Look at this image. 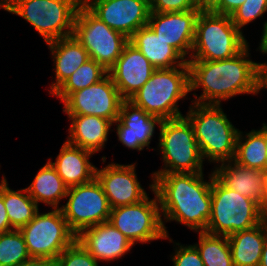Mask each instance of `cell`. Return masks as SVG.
Wrapping results in <instances>:
<instances>
[{"label": "cell", "instance_id": "obj_12", "mask_svg": "<svg viewBox=\"0 0 267 266\" xmlns=\"http://www.w3.org/2000/svg\"><path fill=\"white\" fill-rule=\"evenodd\" d=\"M66 197L68 200L60 209L76 235L85 228L109 220L111 208L96 177L88 183L68 188Z\"/></svg>", "mask_w": 267, "mask_h": 266}, {"label": "cell", "instance_id": "obj_41", "mask_svg": "<svg viewBox=\"0 0 267 266\" xmlns=\"http://www.w3.org/2000/svg\"><path fill=\"white\" fill-rule=\"evenodd\" d=\"M264 213L267 211V169L263 171Z\"/></svg>", "mask_w": 267, "mask_h": 266}, {"label": "cell", "instance_id": "obj_42", "mask_svg": "<svg viewBox=\"0 0 267 266\" xmlns=\"http://www.w3.org/2000/svg\"><path fill=\"white\" fill-rule=\"evenodd\" d=\"M259 266H267V238L264 242L263 250H262V256Z\"/></svg>", "mask_w": 267, "mask_h": 266}, {"label": "cell", "instance_id": "obj_3", "mask_svg": "<svg viewBox=\"0 0 267 266\" xmlns=\"http://www.w3.org/2000/svg\"><path fill=\"white\" fill-rule=\"evenodd\" d=\"M185 117L192 125L203 160L214 164L234 160L239 129L221 105L192 102Z\"/></svg>", "mask_w": 267, "mask_h": 266}, {"label": "cell", "instance_id": "obj_20", "mask_svg": "<svg viewBox=\"0 0 267 266\" xmlns=\"http://www.w3.org/2000/svg\"><path fill=\"white\" fill-rule=\"evenodd\" d=\"M93 153L65 141L55 162L49 158L50 164L56 169L65 185L70 188L92 181L96 177L95 165L89 158Z\"/></svg>", "mask_w": 267, "mask_h": 266}, {"label": "cell", "instance_id": "obj_37", "mask_svg": "<svg viewBox=\"0 0 267 266\" xmlns=\"http://www.w3.org/2000/svg\"><path fill=\"white\" fill-rule=\"evenodd\" d=\"M262 38L260 41V46H259V51L262 54H267V21H265L264 25H263V29H262ZM258 68L260 70V72L262 73V75L267 71V63H257Z\"/></svg>", "mask_w": 267, "mask_h": 266}, {"label": "cell", "instance_id": "obj_7", "mask_svg": "<svg viewBox=\"0 0 267 266\" xmlns=\"http://www.w3.org/2000/svg\"><path fill=\"white\" fill-rule=\"evenodd\" d=\"M249 42L231 16L201 10L195 24L192 53L188 60L217 61L240 53Z\"/></svg>", "mask_w": 267, "mask_h": 266}, {"label": "cell", "instance_id": "obj_11", "mask_svg": "<svg viewBox=\"0 0 267 266\" xmlns=\"http://www.w3.org/2000/svg\"><path fill=\"white\" fill-rule=\"evenodd\" d=\"M20 231L31 257L51 260H56L77 238L60 208L47 213L38 211Z\"/></svg>", "mask_w": 267, "mask_h": 266}, {"label": "cell", "instance_id": "obj_29", "mask_svg": "<svg viewBox=\"0 0 267 266\" xmlns=\"http://www.w3.org/2000/svg\"><path fill=\"white\" fill-rule=\"evenodd\" d=\"M108 71L93 59H88L69 76L51 95L63 103L73 92L89 87L102 80Z\"/></svg>", "mask_w": 267, "mask_h": 266}, {"label": "cell", "instance_id": "obj_26", "mask_svg": "<svg viewBox=\"0 0 267 266\" xmlns=\"http://www.w3.org/2000/svg\"><path fill=\"white\" fill-rule=\"evenodd\" d=\"M26 190L38 206L44 203L52 209H59L61 199L66 198L68 187L48 161L39 169Z\"/></svg>", "mask_w": 267, "mask_h": 266}, {"label": "cell", "instance_id": "obj_30", "mask_svg": "<svg viewBox=\"0 0 267 266\" xmlns=\"http://www.w3.org/2000/svg\"><path fill=\"white\" fill-rule=\"evenodd\" d=\"M199 242L194 244L204 266H234L227 236L198 232Z\"/></svg>", "mask_w": 267, "mask_h": 266}, {"label": "cell", "instance_id": "obj_33", "mask_svg": "<svg viewBox=\"0 0 267 266\" xmlns=\"http://www.w3.org/2000/svg\"><path fill=\"white\" fill-rule=\"evenodd\" d=\"M267 12V0H245L230 16L233 24L242 31V27L255 21L258 17L263 18Z\"/></svg>", "mask_w": 267, "mask_h": 266}, {"label": "cell", "instance_id": "obj_43", "mask_svg": "<svg viewBox=\"0 0 267 266\" xmlns=\"http://www.w3.org/2000/svg\"><path fill=\"white\" fill-rule=\"evenodd\" d=\"M263 89H267V71L263 74Z\"/></svg>", "mask_w": 267, "mask_h": 266}, {"label": "cell", "instance_id": "obj_39", "mask_svg": "<svg viewBox=\"0 0 267 266\" xmlns=\"http://www.w3.org/2000/svg\"><path fill=\"white\" fill-rule=\"evenodd\" d=\"M16 266H55V260L48 258L31 257Z\"/></svg>", "mask_w": 267, "mask_h": 266}, {"label": "cell", "instance_id": "obj_2", "mask_svg": "<svg viewBox=\"0 0 267 266\" xmlns=\"http://www.w3.org/2000/svg\"><path fill=\"white\" fill-rule=\"evenodd\" d=\"M202 173L152 174L164 230L169 237L165 222H179L194 232H205L211 216V186L214 172L204 181ZM165 219V221H164Z\"/></svg>", "mask_w": 267, "mask_h": 266}, {"label": "cell", "instance_id": "obj_22", "mask_svg": "<svg viewBox=\"0 0 267 266\" xmlns=\"http://www.w3.org/2000/svg\"><path fill=\"white\" fill-rule=\"evenodd\" d=\"M67 116L71 121L67 142L93 154L104 148L109 130L113 126L110 120L94 115Z\"/></svg>", "mask_w": 267, "mask_h": 266}, {"label": "cell", "instance_id": "obj_4", "mask_svg": "<svg viewBox=\"0 0 267 266\" xmlns=\"http://www.w3.org/2000/svg\"><path fill=\"white\" fill-rule=\"evenodd\" d=\"M190 93L189 66L155 69L150 79L129 99L161 120L183 116L178 101Z\"/></svg>", "mask_w": 267, "mask_h": 266}, {"label": "cell", "instance_id": "obj_14", "mask_svg": "<svg viewBox=\"0 0 267 266\" xmlns=\"http://www.w3.org/2000/svg\"><path fill=\"white\" fill-rule=\"evenodd\" d=\"M83 3L111 29L130 39L150 17L149 0H83Z\"/></svg>", "mask_w": 267, "mask_h": 266}, {"label": "cell", "instance_id": "obj_24", "mask_svg": "<svg viewBox=\"0 0 267 266\" xmlns=\"http://www.w3.org/2000/svg\"><path fill=\"white\" fill-rule=\"evenodd\" d=\"M156 68H173L184 65L185 59L174 47L161 39L147 25L139 28L129 39Z\"/></svg>", "mask_w": 267, "mask_h": 266}, {"label": "cell", "instance_id": "obj_25", "mask_svg": "<svg viewBox=\"0 0 267 266\" xmlns=\"http://www.w3.org/2000/svg\"><path fill=\"white\" fill-rule=\"evenodd\" d=\"M228 237L234 266H259L264 242L267 238V223L235 232Z\"/></svg>", "mask_w": 267, "mask_h": 266}, {"label": "cell", "instance_id": "obj_9", "mask_svg": "<svg viewBox=\"0 0 267 266\" xmlns=\"http://www.w3.org/2000/svg\"><path fill=\"white\" fill-rule=\"evenodd\" d=\"M73 36L87 50L89 58L107 71L115 64L129 39L111 29L83 2L79 5L73 27Z\"/></svg>", "mask_w": 267, "mask_h": 266}, {"label": "cell", "instance_id": "obj_8", "mask_svg": "<svg viewBox=\"0 0 267 266\" xmlns=\"http://www.w3.org/2000/svg\"><path fill=\"white\" fill-rule=\"evenodd\" d=\"M158 150L162 153L163 169L152 174L202 173L203 160L190 121L181 116L162 120L159 126Z\"/></svg>", "mask_w": 267, "mask_h": 266}, {"label": "cell", "instance_id": "obj_13", "mask_svg": "<svg viewBox=\"0 0 267 266\" xmlns=\"http://www.w3.org/2000/svg\"><path fill=\"white\" fill-rule=\"evenodd\" d=\"M123 99L109 74L102 80L73 92L64 102L67 115H94L110 120L119 118Z\"/></svg>", "mask_w": 267, "mask_h": 266}, {"label": "cell", "instance_id": "obj_44", "mask_svg": "<svg viewBox=\"0 0 267 266\" xmlns=\"http://www.w3.org/2000/svg\"><path fill=\"white\" fill-rule=\"evenodd\" d=\"M265 143H266V151H267V124L265 123Z\"/></svg>", "mask_w": 267, "mask_h": 266}, {"label": "cell", "instance_id": "obj_17", "mask_svg": "<svg viewBox=\"0 0 267 266\" xmlns=\"http://www.w3.org/2000/svg\"><path fill=\"white\" fill-rule=\"evenodd\" d=\"M156 68L130 42H128L108 70L123 100H129L151 77Z\"/></svg>", "mask_w": 267, "mask_h": 266}, {"label": "cell", "instance_id": "obj_28", "mask_svg": "<svg viewBox=\"0 0 267 266\" xmlns=\"http://www.w3.org/2000/svg\"><path fill=\"white\" fill-rule=\"evenodd\" d=\"M262 125L261 129L251 130L245 135L239 130L234 157V161L239 165L260 171L267 169L265 124Z\"/></svg>", "mask_w": 267, "mask_h": 266}, {"label": "cell", "instance_id": "obj_27", "mask_svg": "<svg viewBox=\"0 0 267 266\" xmlns=\"http://www.w3.org/2000/svg\"><path fill=\"white\" fill-rule=\"evenodd\" d=\"M0 195L3 197L12 230H20L39 211L37 203L30 197L26 188L16 191L10 189L4 175L0 181Z\"/></svg>", "mask_w": 267, "mask_h": 266}, {"label": "cell", "instance_id": "obj_38", "mask_svg": "<svg viewBox=\"0 0 267 266\" xmlns=\"http://www.w3.org/2000/svg\"><path fill=\"white\" fill-rule=\"evenodd\" d=\"M11 225L8 220L7 211L3 202V197L0 195V233L11 231Z\"/></svg>", "mask_w": 267, "mask_h": 266}, {"label": "cell", "instance_id": "obj_35", "mask_svg": "<svg viewBox=\"0 0 267 266\" xmlns=\"http://www.w3.org/2000/svg\"><path fill=\"white\" fill-rule=\"evenodd\" d=\"M175 252L170 258L173 260V266H204L200 253L194 245H181L174 243ZM180 245V246H179Z\"/></svg>", "mask_w": 267, "mask_h": 266}, {"label": "cell", "instance_id": "obj_23", "mask_svg": "<svg viewBox=\"0 0 267 266\" xmlns=\"http://www.w3.org/2000/svg\"><path fill=\"white\" fill-rule=\"evenodd\" d=\"M54 61L55 82L49 87L50 95L89 58L87 50L72 35L46 43Z\"/></svg>", "mask_w": 267, "mask_h": 266}, {"label": "cell", "instance_id": "obj_21", "mask_svg": "<svg viewBox=\"0 0 267 266\" xmlns=\"http://www.w3.org/2000/svg\"><path fill=\"white\" fill-rule=\"evenodd\" d=\"M214 175L228 188L255 200L264 211L263 171L239 165L234 160L217 164Z\"/></svg>", "mask_w": 267, "mask_h": 266}, {"label": "cell", "instance_id": "obj_6", "mask_svg": "<svg viewBox=\"0 0 267 266\" xmlns=\"http://www.w3.org/2000/svg\"><path fill=\"white\" fill-rule=\"evenodd\" d=\"M83 0H0V8L21 16L50 42L73 35L74 20Z\"/></svg>", "mask_w": 267, "mask_h": 266}, {"label": "cell", "instance_id": "obj_31", "mask_svg": "<svg viewBox=\"0 0 267 266\" xmlns=\"http://www.w3.org/2000/svg\"><path fill=\"white\" fill-rule=\"evenodd\" d=\"M29 258L31 256L20 230L0 233V266H16Z\"/></svg>", "mask_w": 267, "mask_h": 266}, {"label": "cell", "instance_id": "obj_10", "mask_svg": "<svg viewBox=\"0 0 267 266\" xmlns=\"http://www.w3.org/2000/svg\"><path fill=\"white\" fill-rule=\"evenodd\" d=\"M151 183L149 188L155 195L153 199L147 196L139 203L112 208L110 211L108 221L134 245L168 238L174 242L164 230L159 200Z\"/></svg>", "mask_w": 267, "mask_h": 266}, {"label": "cell", "instance_id": "obj_45", "mask_svg": "<svg viewBox=\"0 0 267 266\" xmlns=\"http://www.w3.org/2000/svg\"><path fill=\"white\" fill-rule=\"evenodd\" d=\"M264 220L266 221L267 223V211L265 212V217H264Z\"/></svg>", "mask_w": 267, "mask_h": 266}, {"label": "cell", "instance_id": "obj_34", "mask_svg": "<svg viewBox=\"0 0 267 266\" xmlns=\"http://www.w3.org/2000/svg\"><path fill=\"white\" fill-rule=\"evenodd\" d=\"M150 11L158 13L182 12L201 9L198 0H149Z\"/></svg>", "mask_w": 267, "mask_h": 266}, {"label": "cell", "instance_id": "obj_15", "mask_svg": "<svg viewBox=\"0 0 267 266\" xmlns=\"http://www.w3.org/2000/svg\"><path fill=\"white\" fill-rule=\"evenodd\" d=\"M135 168L136 163H111L102 169L96 168V178L102 185L111 209L139 203L148 196L138 181Z\"/></svg>", "mask_w": 267, "mask_h": 266}, {"label": "cell", "instance_id": "obj_36", "mask_svg": "<svg viewBox=\"0 0 267 266\" xmlns=\"http://www.w3.org/2000/svg\"><path fill=\"white\" fill-rule=\"evenodd\" d=\"M244 2L245 0H219L209 11L230 16Z\"/></svg>", "mask_w": 267, "mask_h": 266}, {"label": "cell", "instance_id": "obj_5", "mask_svg": "<svg viewBox=\"0 0 267 266\" xmlns=\"http://www.w3.org/2000/svg\"><path fill=\"white\" fill-rule=\"evenodd\" d=\"M211 216L205 232L229 236L251 229L264 221L262 207L252 199L226 187L215 175L211 186Z\"/></svg>", "mask_w": 267, "mask_h": 266}, {"label": "cell", "instance_id": "obj_1", "mask_svg": "<svg viewBox=\"0 0 267 266\" xmlns=\"http://www.w3.org/2000/svg\"><path fill=\"white\" fill-rule=\"evenodd\" d=\"M249 44L229 59L207 61L187 60L190 92L202 88L200 96L194 92L193 103L221 105L240 94L257 95L263 89V75L257 62L249 59ZM248 58V59H247Z\"/></svg>", "mask_w": 267, "mask_h": 266}, {"label": "cell", "instance_id": "obj_16", "mask_svg": "<svg viewBox=\"0 0 267 266\" xmlns=\"http://www.w3.org/2000/svg\"><path fill=\"white\" fill-rule=\"evenodd\" d=\"M201 10L193 9L170 13L151 12L147 25L185 59H190L195 37L196 19Z\"/></svg>", "mask_w": 267, "mask_h": 266}, {"label": "cell", "instance_id": "obj_19", "mask_svg": "<svg viewBox=\"0 0 267 266\" xmlns=\"http://www.w3.org/2000/svg\"><path fill=\"white\" fill-rule=\"evenodd\" d=\"M76 239L98 262L119 260L134 246L109 221L85 228Z\"/></svg>", "mask_w": 267, "mask_h": 266}, {"label": "cell", "instance_id": "obj_40", "mask_svg": "<svg viewBox=\"0 0 267 266\" xmlns=\"http://www.w3.org/2000/svg\"><path fill=\"white\" fill-rule=\"evenodd\" d=\"M219 0H198L202 10H210Z\"/></svg>", "mask_w": 267, "mask_h": 266}, {"label": "cell", "instance_id": "obj_18", "mask_svg": "<svg viewBox=\"0 0 267 266\" xmlns=\"http://www.w3.org/2000/svg\"><path fill=\"white\" fill-rule=\"evenodd\" d=\"M161 122L131 101L123 100L119 118L114 123L118 140L128 149L142 151L145 147L149 150L156 124L160 126Z\"/></svg>", "mask_w": 267, "mask_h": 266}, {"label": "cell", "instance_id": "obj_32", "mask_svg": "<svg viewBox=\"0 0 267 266\" xmlns=\"http://www.w3.org/2000/svg\"><path fill=\"white\" fill-rule=\"evenodd\" d=\"M55 266H99V264L76 239L57 257Z\"/></svg>", "mask_w": 267, "mask_h": 266}]
</instances>
